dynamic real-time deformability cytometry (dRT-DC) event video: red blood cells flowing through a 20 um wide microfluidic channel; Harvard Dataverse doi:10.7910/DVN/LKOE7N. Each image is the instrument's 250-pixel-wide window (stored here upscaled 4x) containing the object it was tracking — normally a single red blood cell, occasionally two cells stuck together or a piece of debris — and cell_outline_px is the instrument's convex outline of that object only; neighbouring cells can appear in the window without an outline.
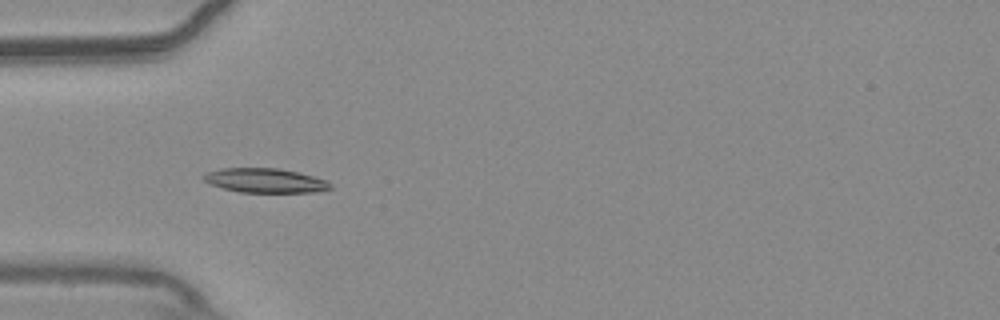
{"species": "common noctule bat (a hibernating species)", "species_latin": "Nyctalus noctula", "temperature_condition": "warm", "stored_images_in_passage": 7, "camera_frame_rate_fps": 3000, "um_per_image_px": 0.085, "animal": {"sex": "male", "body_mass_g": 20.4}, "frame": {"image": 1, "passage_image": 4, "time_ms": 1.0, "image_size_px": [1000, 320], "cell_outline_px": [[332, 188], [316, 192], [240, 192], [224, 188], [212, 184], [204, 180], [200, 176], [204, 172], [220, 168], [280, 168], [328, 180], [332, 184]], "centroid_in_image_um": [22.52, 15.33], "position_along_channel_um": 62.5, "area_um2": 18.03}}